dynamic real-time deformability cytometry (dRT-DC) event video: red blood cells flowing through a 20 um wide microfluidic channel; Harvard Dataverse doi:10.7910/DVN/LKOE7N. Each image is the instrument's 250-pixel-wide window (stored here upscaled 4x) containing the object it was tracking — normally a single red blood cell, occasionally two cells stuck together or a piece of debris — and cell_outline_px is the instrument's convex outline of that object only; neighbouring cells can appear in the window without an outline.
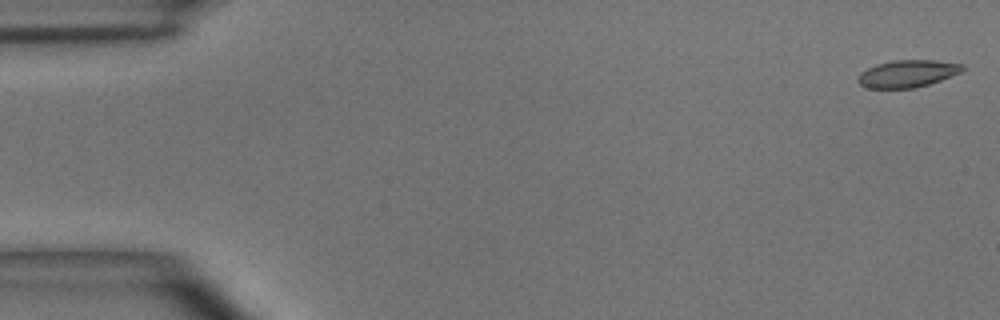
{"species": "common noctule bat (a hibernating species)", "species_latin": "Nyctalus noctula", "temperature_condition": "room temperature", "stored_images_in_passage": 7, "camera_frame_rate_fps": 3000, "um_per_image_px": 0.085, "animal": {"sex": "male", "body_mass_g": 15.6}, "frame": {"image": 1, "passage_image": 1, "time_ms": 0.0, "image_size_px": [1000, 320], "cell_outline_px": [[964, 68], [960, 72], [940, 80], [916, 88], [864, 88], [856, 80], [860, 72], [876, 64], [892, 60], [932, 60], [964, 64]], "centroid_in_image_um": [77.09, 6.26], "position_along_channel_um": 7.9, "area_um2": 16.59}}